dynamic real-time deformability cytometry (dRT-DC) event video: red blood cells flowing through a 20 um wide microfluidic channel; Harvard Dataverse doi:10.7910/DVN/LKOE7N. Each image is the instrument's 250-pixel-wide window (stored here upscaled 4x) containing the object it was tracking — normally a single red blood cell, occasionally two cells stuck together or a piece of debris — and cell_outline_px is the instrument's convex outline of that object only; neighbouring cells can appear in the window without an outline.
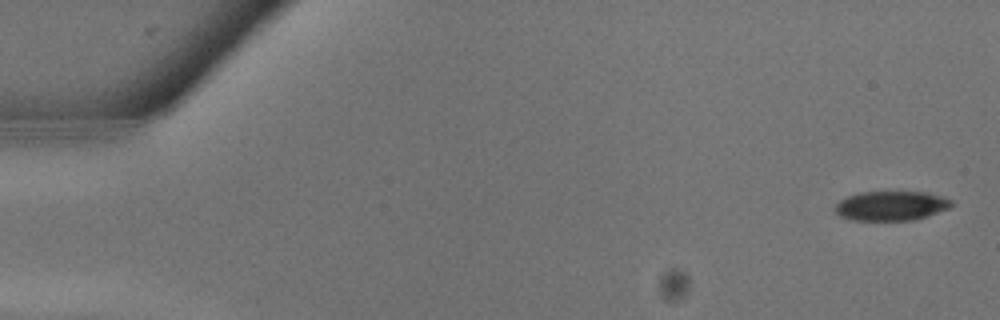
{"species": "common noctule bat (a hibernating species)", "species_latin": "Nyctalus noctula", "temperature_condition": "warm", "stored_images_in_passage": 15, "camera_frame_rate_fps": 3000, "um_per_image_px": 0.085, "animal": {"sex": "male", "body_mass_g": 13.3}, "frame": {"image": 1, "passage_image": 1, "time_ms": 0.0, "image_size_px": [1000, 320], "cell_outline_px": [[952, 204], [948, 208], [928, 216], [912, 220], [852, 220], [840, 216], [836, 212], [836, 204], [840, 200], [848, 196], [860, 192], [928, 192], [952, 200]], "centroid_in_image_um": [75.74, 17.49], "position_along_channel_um": 9.3, "area_um2": 19.83}}
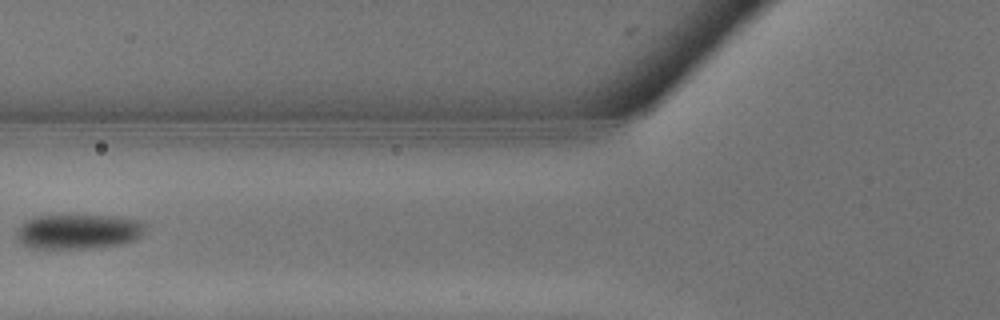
{"frame": {"image": 2, "passage_image": 11, "time_ms": 3.333, "image_size_px": [1000, 320], "cell_outline_px": [[148, 224], [144, 232], [140, 236], [132, 240], [120, 244], [96, 248], [32, 248], [20, 244], [16, 240], [16, 228], [28, 220], [36, 216], [120, 216], [140, 220]], "centroid_in_image_um": [6.67, 19.68], "position_along_channel_um": 119.1, "area_um2": 26.3}}
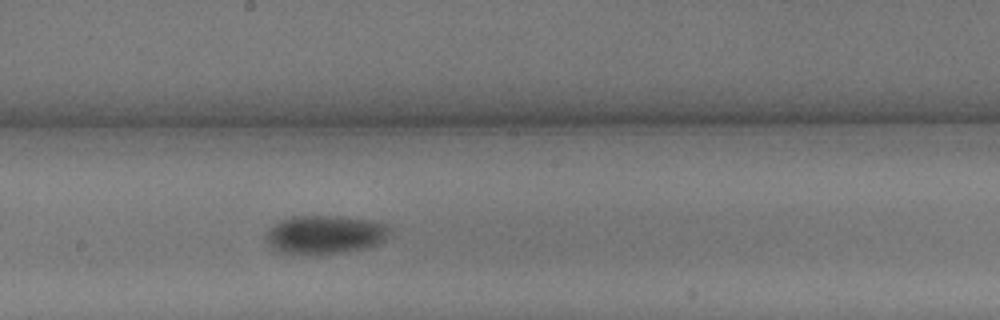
{"frame": {"image": 3, "passage_image": 15, "time_ms": 4.667, "image_size_px": [1000, 320], "cell_outline_px": [[392, 228], [388, 236], [380, 244], [368, 248], [340, 252], [304, 256], [280, 252], [268, 240], [268, 232], [276, 224], [292, 216], [340, 216], [372, 220], [384, 224]], "centroid_in_image_um": [27.72, 19.95], "position_along_channel_um": 220.5, "area_um2": 27.69}}